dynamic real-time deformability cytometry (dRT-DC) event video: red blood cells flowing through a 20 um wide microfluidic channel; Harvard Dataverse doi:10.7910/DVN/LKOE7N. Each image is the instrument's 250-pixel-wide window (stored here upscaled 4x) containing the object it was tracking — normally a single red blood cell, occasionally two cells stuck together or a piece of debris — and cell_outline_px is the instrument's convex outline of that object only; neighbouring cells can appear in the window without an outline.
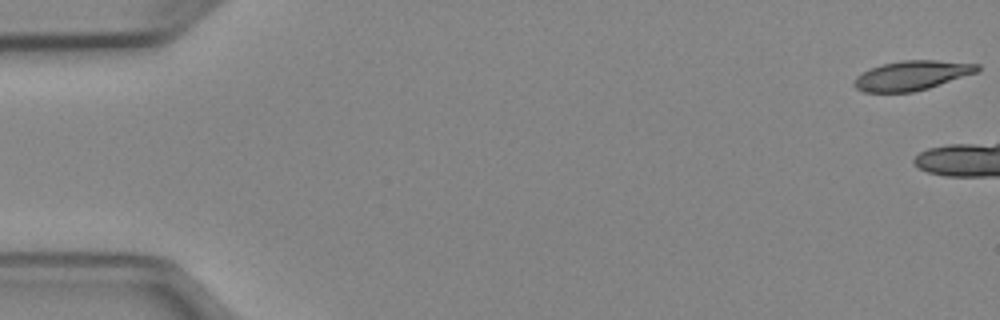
{"species": "Egyptian fruit bat (a non-hibernating species)", "species_latin": "Rousettus aegyptiacus", "temperature_condition": "cold", "stored_images_in_passage": 8, "camera_frame_rate_fps": 3000, "um_per_image_px": 0.085, "animal": {"sex": "female"}, "frame": {"image": 1, "passage_image": 1, "time_ms": 0.0, "image_size_px": [1000, 320], "cell_outline_px": [[980, 68], [976, 72], [928, 88], [912, 92], [864, 92], [856, 88], [852, 84], [856, 76], [872, 68], [884, 64], [904, 60], [936, 60], [980, 64]], "centroid_in_image_um": [77.49, 6.41], "position_along_channel_um": 7.5, "area_um2": 20.87}}